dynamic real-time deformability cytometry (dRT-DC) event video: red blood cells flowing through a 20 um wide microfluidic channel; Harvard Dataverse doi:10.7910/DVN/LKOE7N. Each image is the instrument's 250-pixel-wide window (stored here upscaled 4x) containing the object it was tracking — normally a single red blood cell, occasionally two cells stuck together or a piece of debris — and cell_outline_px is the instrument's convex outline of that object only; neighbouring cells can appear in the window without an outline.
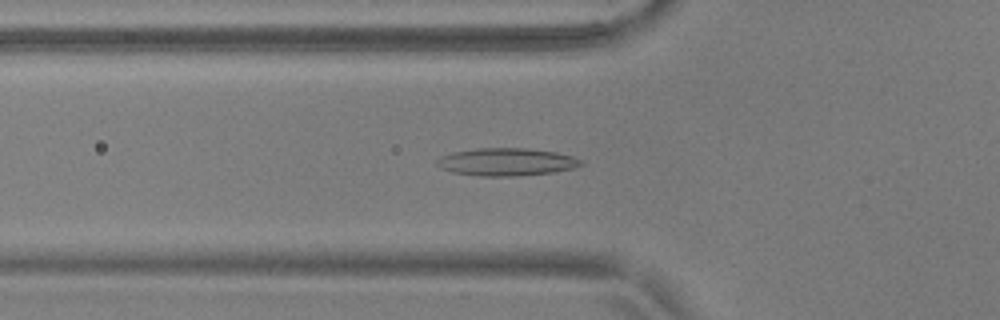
{"species": "common noctule bat (a hibernating species)", "species_latin": "Nyctalus noctula", "temperature_condition": "warm", "stored_images_in_passage": 38, "camera_frame_rate_fps": 3000, "um_per_image_px": 0.085, "animal": {"sex": "male", "body_mass_g": 17.9, "forearm_length_mm": 54.2}, "frame": {"image": 1, "passage_image": 11, "time_ms": 3.333, "image_size_px": [1000, 320], "cell_outline_px": [[584, 164], [572, 168], [552, 172], [516, 176], [480, 176], [452, 172], [440, 168], [436, 164], [436, 160], [440, 156], [452, 152], [476, 148], [528, 148], [556, 152], [572, 156], [584, 160]], "centroid_in_image_um": [43.03, 13.76], "position_along_channel_um": 82.8, "area_um2": 23.35}}
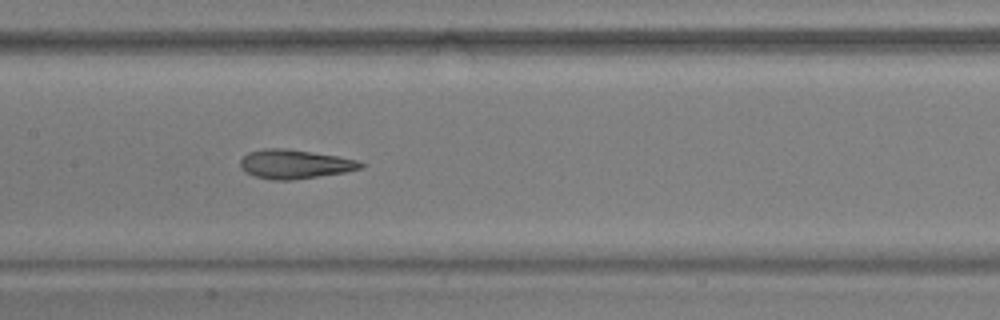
{"frame": {"image": 2, "passage_image": 19, "time_ms": 6.0, "image_size_px": [1000, 320], "cell_outline_px": [[364, 168], [344, 172], [292, 180], [272, 180], [256, 176], [244, 172], [240, 168], [240, 160], [248, 152], [264, 148], [284, 148], [312, 152], [360, 160], [364, 164]], "centroid_in_image_um": [25.04, 13.95], "position_along_channel_um": 182.4, "area_um2": 20.4}}
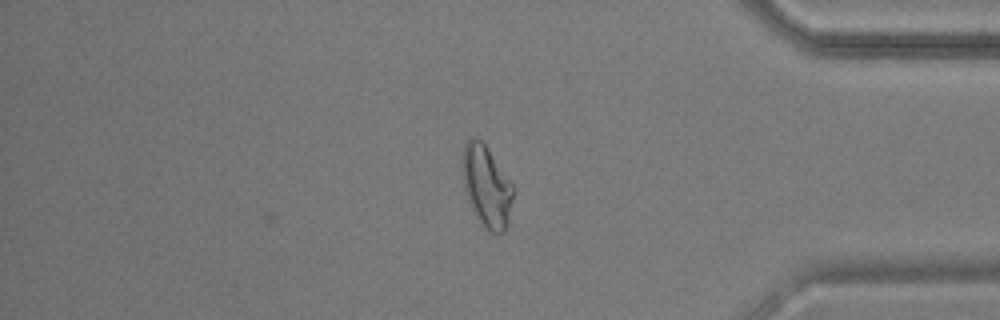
{"frame": {"image": 3, "passage_image": 38, "time_ms": 12.333, "image_size_px": [1000, 320], "cell_outline_px": [[516, 188], [508, 224], [504, 232], [492, 232], [484, 228], [472, 208], [468, 200], [464, 184], [464, 144], [472, 136], [480, 140], [484, 144]], "centroid_in_image_um": [41.42, 15.88], "position_along_channel_um": 393.8, "area_um2": 23.7}, "authors_computed_cell_mechanics": {"area_um2": 21.1259, "velocity_mm_per_s": 3.6917, "shape_relaxation_time_tau1_ms": null, "shape_relaxation_time_tau2_ms": 1.5558, "deformation_change_tau1": null, "deformation_change_tau2": 0.0963}}